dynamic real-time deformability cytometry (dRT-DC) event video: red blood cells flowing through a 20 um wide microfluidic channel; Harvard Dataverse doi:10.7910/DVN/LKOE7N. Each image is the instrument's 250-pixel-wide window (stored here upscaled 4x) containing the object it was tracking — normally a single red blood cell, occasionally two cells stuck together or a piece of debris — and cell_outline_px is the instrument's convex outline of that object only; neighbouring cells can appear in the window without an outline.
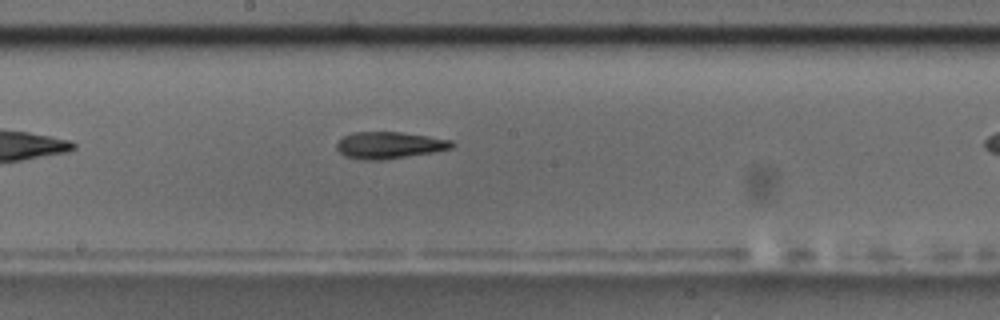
{"species": "common noctule bat (a hibernating species)", "species_latin": "Nyctalus noctula", "temperature_condition": "room temperature", "stored_images_in_passage": 28, "camera_frame_rate_fps": 3000, "um_per_image_px": 0.085, "animal": {"sex": "male", "body_mass_g": 17.5, "forearm_length_mm": 52.3}, "frame": {"image": 1, "passage_image": 13, "time_ms": 4.0, "image_size_px": [1000, 320], "cell_outline_px": [[456, 144], [452, 148], [436, 152], [384, 160], [364, 160], [344, 156], [336, 148], [336, 144], [344, 136], [352, 132], [400, 132], [428, 136], [452, 140]], "centroid_in_image_um": [33.12, 12.35], "position_along_channel_um": 215.1, "area_um2": 18.15}}